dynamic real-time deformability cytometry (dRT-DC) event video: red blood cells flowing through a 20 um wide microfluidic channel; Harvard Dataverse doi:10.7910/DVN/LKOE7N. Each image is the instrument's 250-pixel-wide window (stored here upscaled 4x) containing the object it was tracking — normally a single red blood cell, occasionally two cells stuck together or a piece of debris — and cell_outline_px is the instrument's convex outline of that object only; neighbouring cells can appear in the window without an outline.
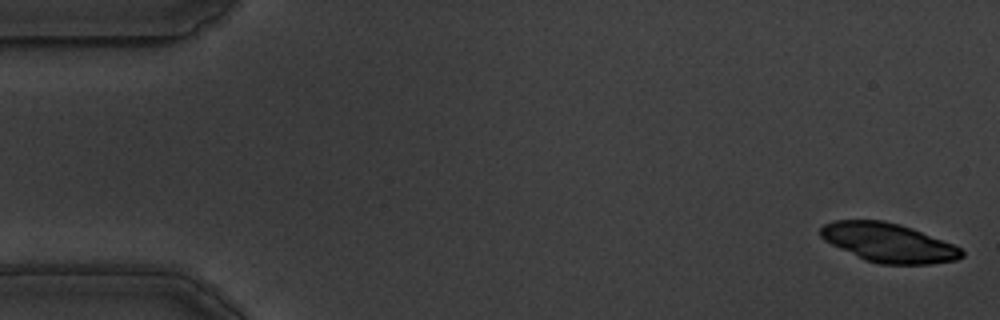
{"species": "common noctule bat (a hibernating species)", "species_latin": "Nyctalus noctula", "temperature_condition": "warm", "stored_images_in_passage": 58, "camera_frame_rate_fps": 3000, "um_per_image_px": 0.085, "animal": {"sex": "male", "body_mass_g": 19.5, "forearm_length_mm": 54.6}, "frame": {"image": 1, "passage_image": 2, "time_ms": 0.333, "image_size_px": [1000, 320], "cell_outline_px": [[964, 256], [956, 260], [932, 264], [880, 264], [864, 260], [824, 240], [820, 236], [820, 228], [824, 224], [836, 220], [884, 220], [900, 224], [912, 228], [952, 244], [960, 248], [964, 252]], "centroid_in_image_um": [75.52, 20.63], "position_along_channel_um": 9.5, "area_um2": 31.96}}